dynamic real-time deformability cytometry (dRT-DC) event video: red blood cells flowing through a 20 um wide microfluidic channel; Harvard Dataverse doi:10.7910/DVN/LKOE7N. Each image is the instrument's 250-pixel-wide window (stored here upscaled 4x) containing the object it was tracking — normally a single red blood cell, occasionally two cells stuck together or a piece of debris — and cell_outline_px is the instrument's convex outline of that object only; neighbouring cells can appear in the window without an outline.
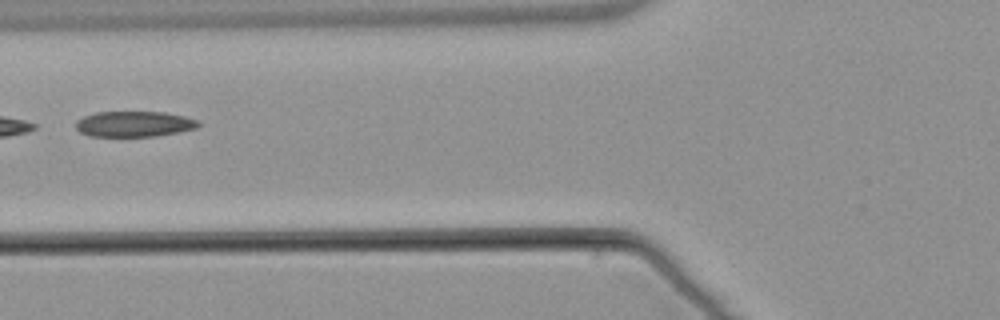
{"species": "common noctule bat (a hibernating species)", "species_latin": "Nyctalus noctula", "temperature_condition": "warm", "stored_images_in_passage": 7, "camera_frame_rate_fps": 3000, "um_per_image_px": 0.085, "animal": {"sex": "male", "body_mass_g": 21.5, "forearm_length_mm": 52.0}, "frame": {"image": 1, "passage_image": 6, "time_ms": 6.333, "image_size_px": [1000, 320], "cell_outline_px": [[200, 124], [196, 128], [180, 132], [156, 136], [88, 136], [80, 132], [76, 128], [76, 120], [84, 116], [96, 112], [164, 112], [184, 116], [200, 120]], "centroid_in_image_um": [11.41, 10.54], "position_along_channel_um": 114.4, "area_um2": 18.38}}